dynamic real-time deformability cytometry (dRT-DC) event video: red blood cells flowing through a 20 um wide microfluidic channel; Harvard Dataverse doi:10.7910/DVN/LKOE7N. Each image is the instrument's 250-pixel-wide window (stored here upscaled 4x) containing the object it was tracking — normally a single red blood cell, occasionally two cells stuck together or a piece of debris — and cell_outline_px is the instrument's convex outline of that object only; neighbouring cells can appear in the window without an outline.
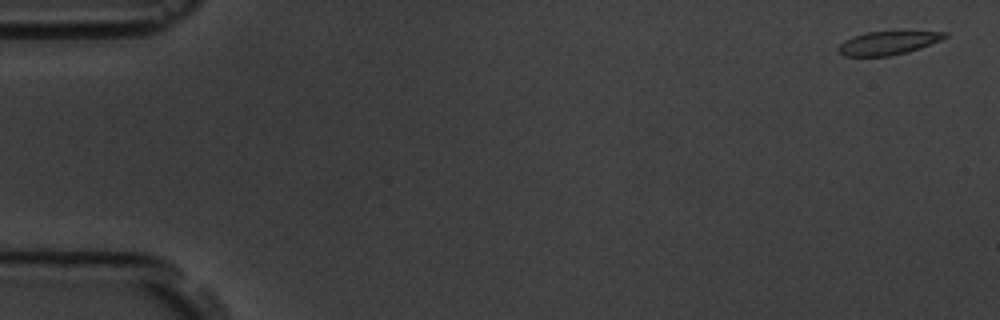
{"species": "common noctule bat (a hibernating species)", "species_latin": "Nyctalus noctula", "temperature_condition": "room temperature", "stored_images_in_passage": 6, "camera_frame_rate_fps": 3000, "um_per_image_px": 0.085, "animal": {"sex": "male", "body_mass_g": 19.5, "forearm_length_mm": 54.6}, "frame": {"image": 1, "passage_image": 1, "time_ms": 0.0, "image_size_px": [1000, 320], "cell_outline_px": [[948, 36], [940, 40], [920, 48], [888, 56], [844, 56], [836, 48], [844, 40], [852, 36], [868, 32], [904, 28], [948, 32]], "centroid_in_image_um": [75.55, 3.58], "position_along_channel_um": 9.5, "area_um2": 15.37}}
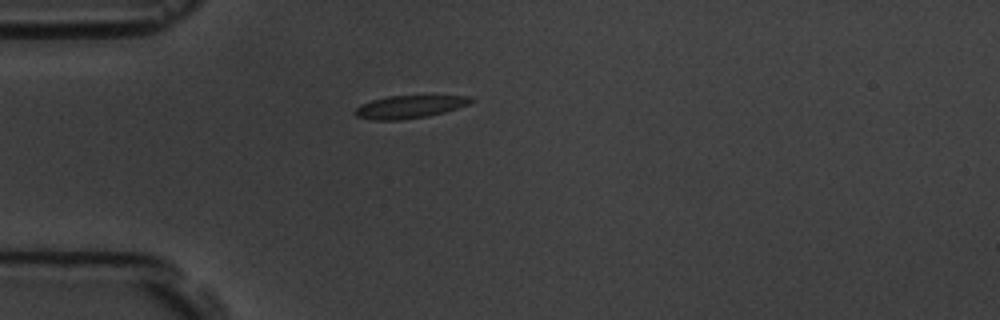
{"frame": {"image": 2, "passage_image": 5, "time_ms": 4.667, "image_size_px": [1000, 320], "cell_outline_px": [[476, 100], [468, 104], [444, 112], [428, 116], [400, 120], [372, 120], [356, 116], [352, 112], [360, 104], [372, 100], [388, 96], [472, 96]], "centroid_in_image_um": [34.78, 9.08], "position_along_channel_um": 50.2, "area_um2": 15.37}}